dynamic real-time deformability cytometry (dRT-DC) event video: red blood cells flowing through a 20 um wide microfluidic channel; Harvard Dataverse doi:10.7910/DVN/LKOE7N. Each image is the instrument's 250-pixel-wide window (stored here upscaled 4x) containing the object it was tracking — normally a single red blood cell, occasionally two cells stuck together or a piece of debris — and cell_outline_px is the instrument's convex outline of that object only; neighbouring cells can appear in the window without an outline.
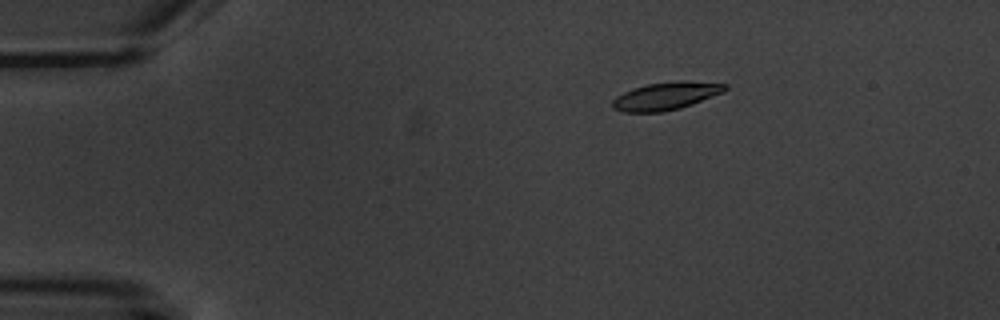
{"species": "common noctule bat (a hibernating species)", "species_latin": "Nyctalus noctula", "temperature_condition": "warm", "stored_images_in_passage": 4, "camera_frame_rate_fps": 3000, "um_per_image_px": 0.085, "animal": {"sex": "male", "body_mass_g": 20.1, "forearm_length_mm": 53.5}, "frame": {"image": 1, "passage_image": 2, "time_ms": 1.333, "image_size_px": [1000, 320], "cell_outline_px": [[728, 88], [724, 92], [692, 104], [680, 108], [664, 112], [624, 112], [612, 108], [612, 100], [616, 96], [632, 88], [648, 84], [680, 80], [728, 84]], "centroid_in_image_um": [56.6, 8.16], "position_along_channel_um": 28.4, "area_um2": 18.26}}